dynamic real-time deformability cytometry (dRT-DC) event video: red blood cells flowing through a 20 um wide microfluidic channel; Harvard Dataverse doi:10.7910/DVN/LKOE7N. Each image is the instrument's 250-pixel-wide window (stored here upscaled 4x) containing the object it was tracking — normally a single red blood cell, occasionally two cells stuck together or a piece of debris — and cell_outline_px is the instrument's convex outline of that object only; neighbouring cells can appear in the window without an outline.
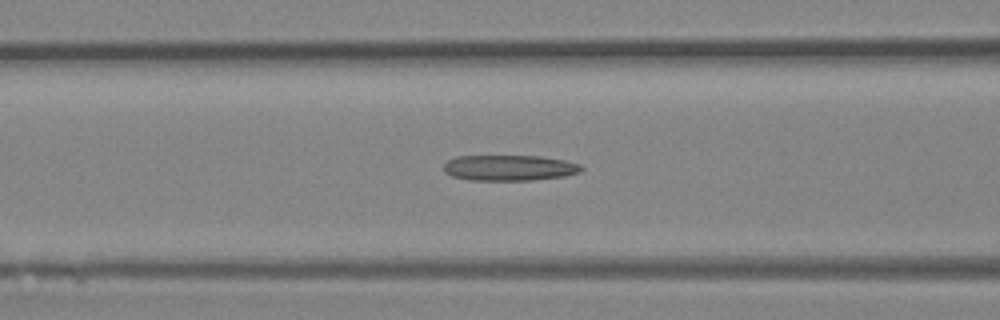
{"species": "Egyptian fruit bat (a non-hibernating species)", "species_latin": "Rousettus aegyptiacus", "temperature_condition": "room temperature", "stored_images_in_passage": 41, "camera_frame_rate_fps": 3000, "um_per_image_px": 0.085, "animal": {"sex": "female"}, "frame": {"image": 1, "passage_image": 16, "time_ms": 5.0, "image_size_px": [1000, 320], "cell_outline_px": [[584, 168], [580, 172], [564, 176], [532, 180], [468, 180], [452, 176], [444, 172], [444, 164], [448, 160], [456, 156], [540, 156], [564, 160], [580, 164]], "centroid_in_image_um": [43.28, 14.26], "position_along_channel_um": 123.3, "area_um2": 20.63}}
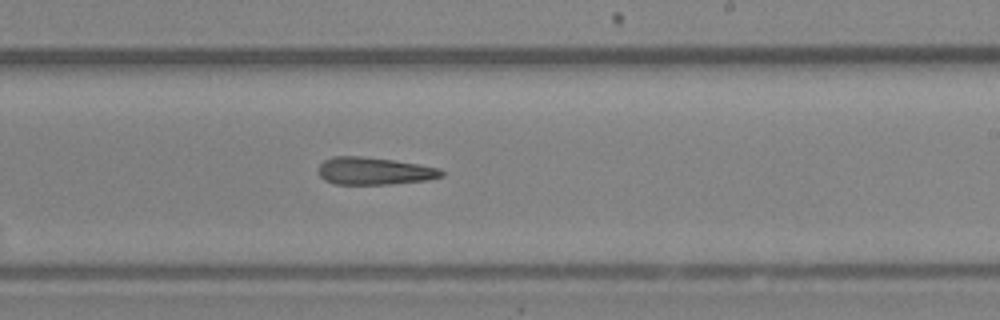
{"frame": {"image": 2, "passage_image": 24, "time_ms": 7.667, "image_size_px": [1000, 320], "cell_outline_px": [[444, 176], [428, 180], [392, 184], [336, 184], [324, 180], [320, 176], [320, 164], [324, 160], [332, 156], [360, 156], [392, 160], [420, 164], [440, 168], [444, 172]], "centroid_in_image_um": [31.85, 14.54], "position_along_channel_um": 257.2, "area_um2": 19.71}}
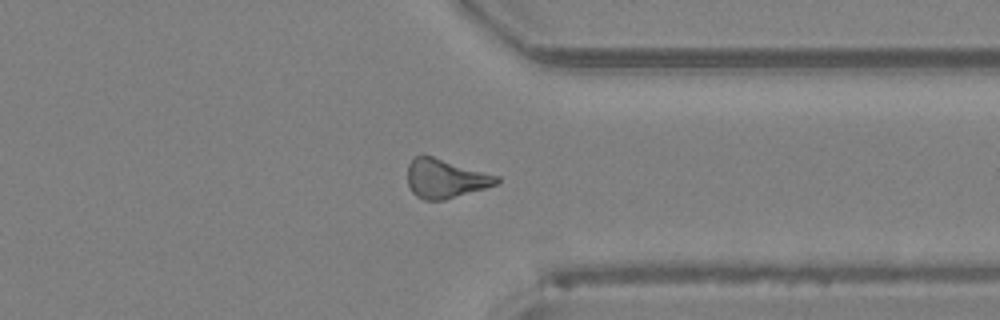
{"frame": {"image": 3, "passage_image": 31, "time_ms": 10.0, "image_size_px": [1000, 320], "cell_outline_px": [[500, 180], [496, 184], [484, 188], [444, 200], [424, 200], [416, 196], [412, 192], [408, 184], [408, 164], [416, 156], [432, 156], [500, 176]], "centroid_in_image_um": [37.85, 15.18], "position_along_channel_um": 373.5, "area_um2": 20.0}}